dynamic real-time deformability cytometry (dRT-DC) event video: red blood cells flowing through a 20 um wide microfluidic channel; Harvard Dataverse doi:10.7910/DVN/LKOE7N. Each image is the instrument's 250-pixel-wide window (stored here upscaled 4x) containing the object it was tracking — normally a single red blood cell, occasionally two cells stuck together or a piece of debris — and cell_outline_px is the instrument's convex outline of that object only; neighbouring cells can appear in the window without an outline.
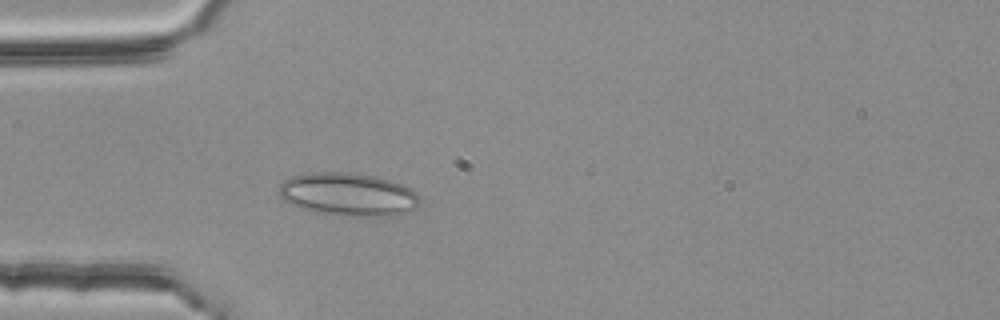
{"species": "common noctule bat (a hibernating species)", "species_latin": "Nyctalus noctula", "temperature_condition": "room temperature", "stored_images_in_passage": 2, "camera_frame_rate_fps": 3000, "um_per_image_px": 0.085, "animal": {"sex": "female", "body_mass_g": 25.1}, "frame": {"image": 1, "passage_image": 2, "time_ms": 0.333, "image_size_px": [1000, 320], "cell_outline_px": [[420, 204], [416, 208], [400, 216], [340, 216], [312, 212], [288, 204], [280, 196], [280, 184], [284, 180], [292, 176], [312, 172], [348, 172], [376, 176], [392, 180], [404, 184], [420, 200]], "centroid_in_image_um": [29.6, 16.54], "position_along_channel_um": 55.4, "area_um2": 35.84}}